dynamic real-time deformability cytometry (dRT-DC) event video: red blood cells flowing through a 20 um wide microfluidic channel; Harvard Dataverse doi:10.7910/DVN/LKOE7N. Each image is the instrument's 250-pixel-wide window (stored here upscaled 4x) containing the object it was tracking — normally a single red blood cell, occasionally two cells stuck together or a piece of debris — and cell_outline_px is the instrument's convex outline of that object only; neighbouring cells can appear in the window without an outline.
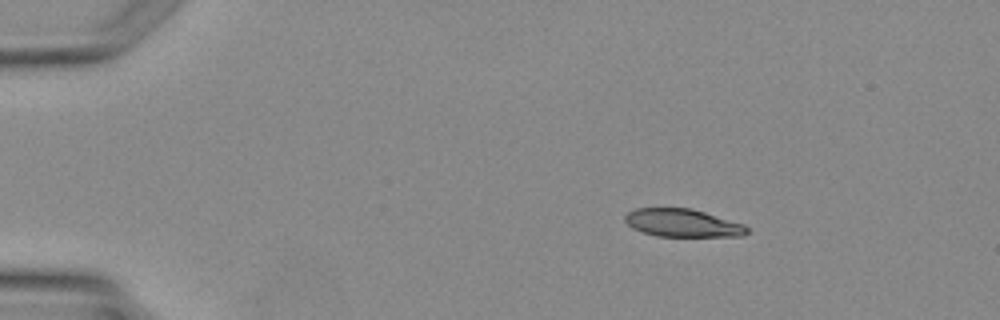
{"species": "Egyptian fruit bat (a non-hibernating species)", "species_latin": "Rousettus aegyptiacus", "temperature_condition": "warm", "stored_images_in_passage": 4, "camera_frame_rate_fps": 3000, "um_per_image_px": 0.085, "animal": {"sex": "female"}, "frame": {"image": 1, "passage_image": 1, "time_ms": 0.0, "image_size_px": [1000, 320], "cell_outline_px": [[748, 232], [744, 236], [656, 236], [632, 228], [624, 220], [624, 216], [628, 212], [636, 208], [692, 208], [744, 224], [748, 228]], "centroid_in_image_um": [58.02, 18.95], "position_along_channel_um": 27.0, "area_um2": 19.83}}
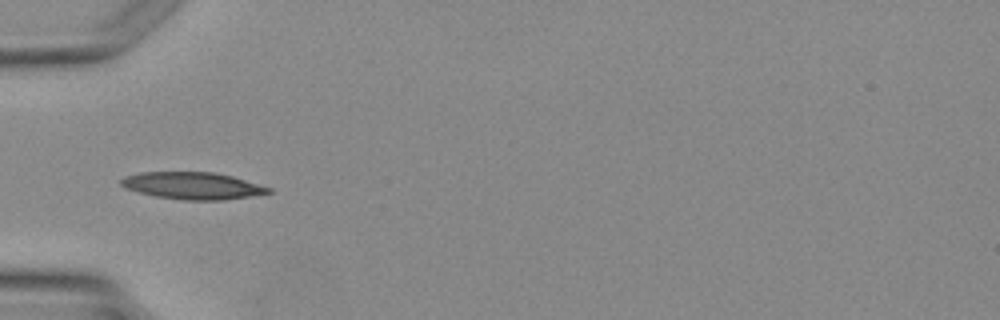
{"frame": {"image": 2, "passage_image": 3, "time_ms": 2.333, "image_size_px": [1000, 320], "cell_outline_px": [[272, 192], [224, 200], [184, 200], [156, 196], [124, 188], [120, 184], [120, 180], [124, 176], [140, 172], [216, 172], [232, 176], [272, 188]], "centroid_in_image_um": [16.35, 15.78], "position_along_channel_um": 68.7, "area_um2": 23.18}}
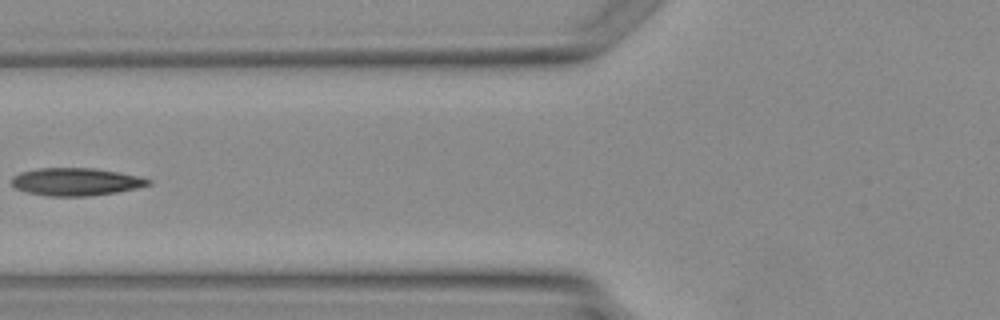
{"frame": {"image": 3, "passage_image": 4, "time_ms": 3.333, "image_size_px": [1000, 320], "cell_outline_px": [[152, 184], [136, 188], [116, 192], [88, 196], [48, 196], [24, 192], [16, 188], [12, 184], [12, 176], [20, 172], [40, 168], [92, 168], [140, 176], [152, 180]], "centroid_in_image_um": [6.44, 15.45], "position_along_channel_um": 119.4, "area_um2": 22.02}}